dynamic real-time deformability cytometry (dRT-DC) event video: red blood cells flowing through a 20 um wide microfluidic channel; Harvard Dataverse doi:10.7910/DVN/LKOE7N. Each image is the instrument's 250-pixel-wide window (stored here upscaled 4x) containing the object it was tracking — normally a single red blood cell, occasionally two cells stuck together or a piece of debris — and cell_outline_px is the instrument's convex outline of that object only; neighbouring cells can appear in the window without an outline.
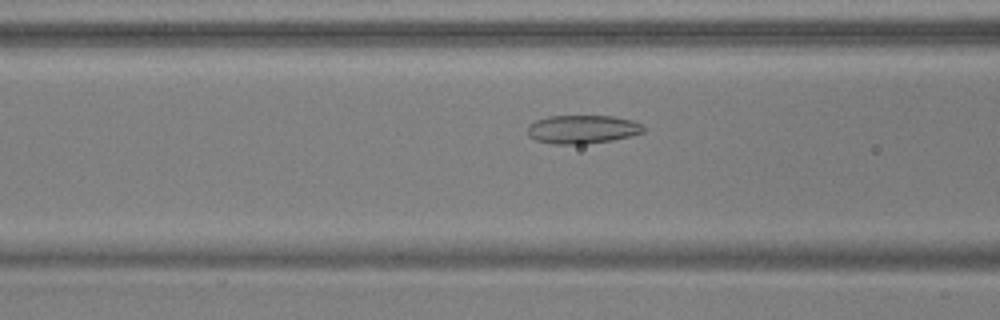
{"species": "common noctule bat (a hibernating species)", "species_latin": "Nyctalus noctula", "temperature_condition": "warm", "stored_images_in_passage": 47, "camera_frame_rate_fps": 3000, "um_per_image_px": 0.085, "animal": {"sex": "male", "body_mass_g": 17.9, "forearm_length_mm": 54.2}, "frame": {"image": 1, "passage_image": 15, "time_ms": 4.667, "image_size_px": [1000, 320], "cell_outline_px": [[644, 132], [632, 136], [612, 140], [584, 144], [552, 144], [536, 140], [528, 136], [528, 124], [536, 120], [548, 116], [612, 116], [632, 120], [640, 124], [644, 128]], "centroid_in_image_um": [49.49, 10.99], "position_along_channel_um": 117.1, "area_um2": 19.31}}
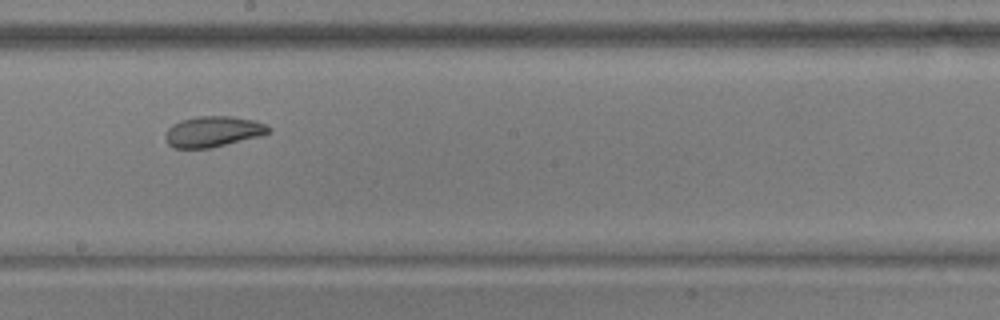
{"frame": {"image": 2, "passage_image": 24, "time_ms": 7.667, "image_size_px": [1000, 320], "cell_outline_px": [[272, 128], [268, 132], [256, 136], [208, 148], [172, 148], [168, 144], [164, 136], [168, 128], [172, 124], [180, 120], [196, 116], [228, 116], [256, 120]], "centroid_in_image_um": [18.03, 11.17], "position_along_channel_um": 230.2, "area_um2": 18.21}}
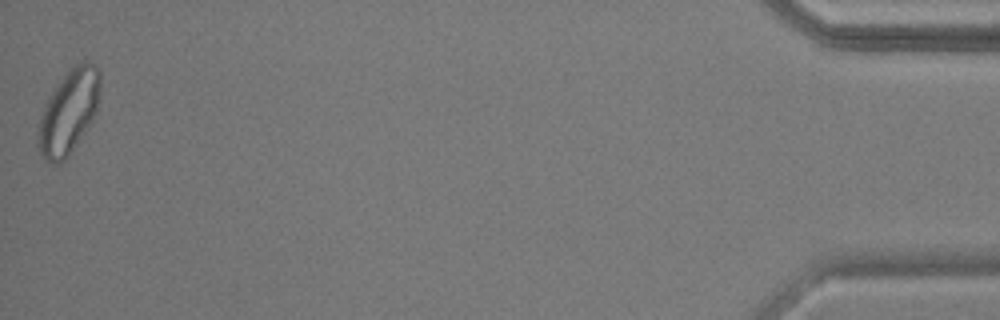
{"frame": {"image": 3, "passage_image": 47, "time_ms": 15.333, "image_size_px": [1000, 320], "cell_outline_px": [[100, 96], [96, 112], [92, 120], [68, 156], [60, 164], [48, 164], [44, 160], [36, 144], [36, 132], [40, 116], [44, 104], [48, 96], [60, 80], [76, 64], [84, 60], [88, 60], [96, 64], [100, 72]], "centroid_in_image_um": [5.81, 9.52], "position_along_channel_um": 429.4, "area_um2": 30.75}, "authors_computed_cell_mechanics": {"area_um2": 21.097, "velocity_mm_per_s": 3.7708, "shape_relaxation_time_tau1_ms": 6.3236, "shape_relaxation_time_tau2_ms": 2.8016, "deformation_change_tau1": 0.1325, "deformation_change_tau2": 0.0823}}